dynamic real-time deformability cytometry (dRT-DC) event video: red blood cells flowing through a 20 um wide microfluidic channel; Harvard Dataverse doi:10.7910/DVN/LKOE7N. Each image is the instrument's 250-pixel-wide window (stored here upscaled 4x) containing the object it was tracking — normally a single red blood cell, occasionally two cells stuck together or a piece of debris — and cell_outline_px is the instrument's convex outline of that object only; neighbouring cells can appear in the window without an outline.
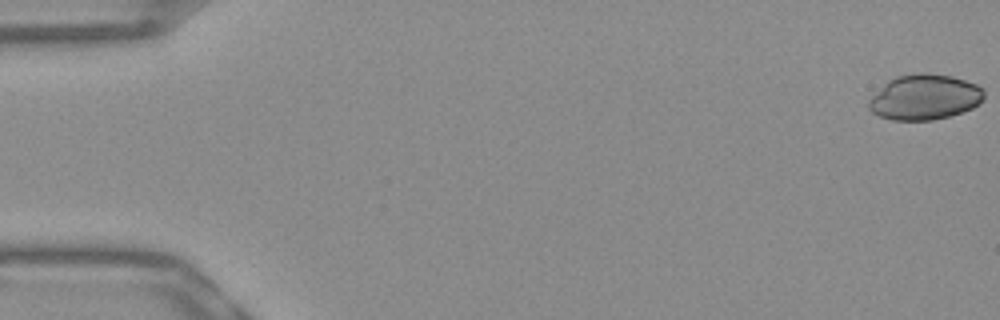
{"species": "Egyptian fruit bat (a non-hibernating species)", "species_latin": "Rousettus aegyptiacus", "temperature_condition": "warm", "stored_images_in_passage": 53, "camera_frame_rate_fps": 3000, "um_per_image_px": 0.085, "frame": {"image": 1, "passage_image": 1, "time_ms": 0.0, "image_size_px": [1000, 320], "cell_outline_px": [[984, 96], [972, 108], [948, 116], [932, 120], [892, 120], [880, 116], [872, 112], [868, 108], [868, 100], [888, 80], [896, 76], [916, 72], [928, 72], [952, 76], [976, 84], [984, 88]], "centroid_in_image_um": [78.56, 8.24], "position_along_channel_um": 6.4, "area_um2": 30.46}}
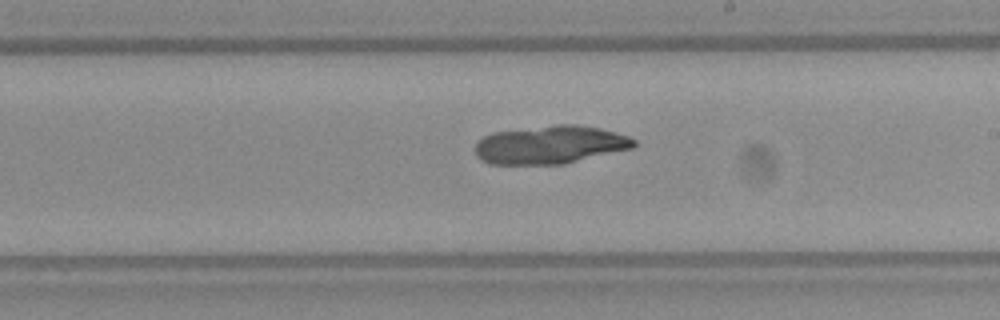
{"frame": {"image": 2, "passage_image": 31, "time_ms": 10.0, "image_size_px": [1000, 320], "cell_outline_px": [[636, 144], [632, 148], [564, 164], [488, 164], [480, 160], [476, 156], [476, 140], [492, 132], [556, 124], [576, 124], [600, 128], [628, 136], [636, 140]], "centroid_in_image_um": [46.73, 12.3], "position_along_channel_um": 242.3, "area_um2": 35.49}}
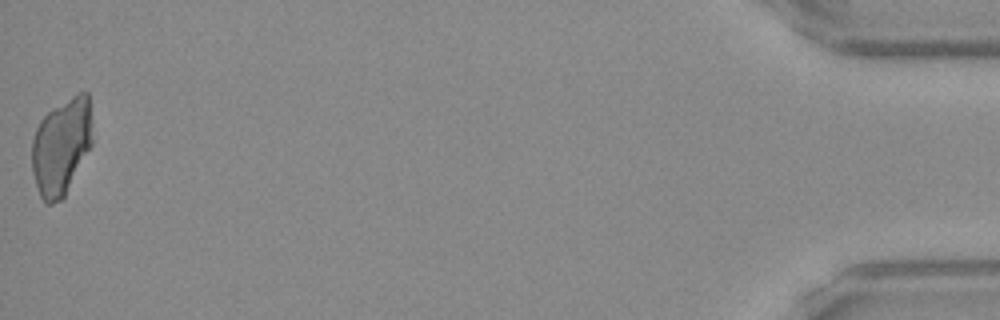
{"frame": {"image": 3, "passage_image": 53, "time_ms": 17.333, "image_size_px": [1000, 320], "cell_outline_px": [[92, 144], [64, 196], [60, 200], [52, 204], [44, 204], [40, 196], [32, 172], [32, 140], [36, 128], [40, 120], [52, 108], [76, 92], [88, 92], [92, 140]], "centroid_in_image_um": [5.2, 12.44], "position_along_channel_um": 430.0, "area_um2": 33.99}}